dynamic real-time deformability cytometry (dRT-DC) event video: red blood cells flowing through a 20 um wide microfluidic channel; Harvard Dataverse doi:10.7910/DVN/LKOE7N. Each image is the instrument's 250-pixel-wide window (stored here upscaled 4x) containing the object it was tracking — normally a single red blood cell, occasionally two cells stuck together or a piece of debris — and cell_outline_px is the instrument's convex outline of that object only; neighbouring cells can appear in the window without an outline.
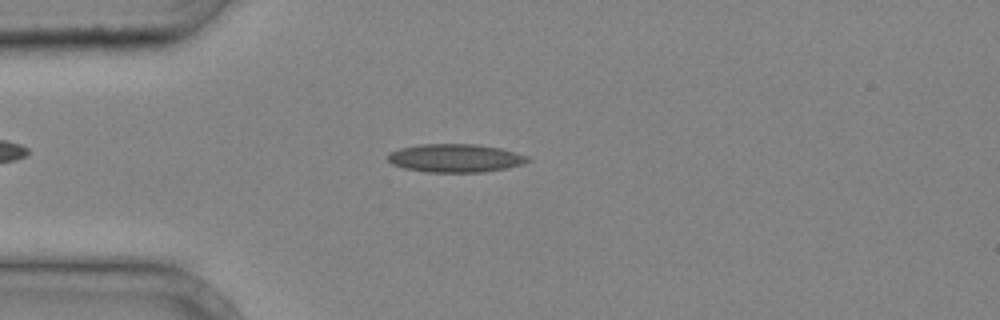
{"species": "common noctule bat (a hibernating species)", "species_latin": "Nyctalus noctula", "temperature_condition": "cold", "stored_images_in_passage": 36, "camera_frame_rate_fps": 3000, "um_per_image_px": 0.085, "animal": {"sex": "male", "body_mass_g": 20.4}, "frame": {"image": 1, "passage_image": 8, "time_ms": 2.333, "image_size_px": [1000, 320], "cell_outline_px": [[532, 160], [524, 164], [508, 168], [484, 172], [424, 172], [404, 168], [392, 164], [388, 160], [388, 156], [392, 152], [400, 148], [420, 144], [476, 144], [500, 148], [516, 152], [528, 156]], "centroid_in_image_um": [38.75, 13.44], "position_along_channel_um": 46.2, "area_um2": 23.18}}
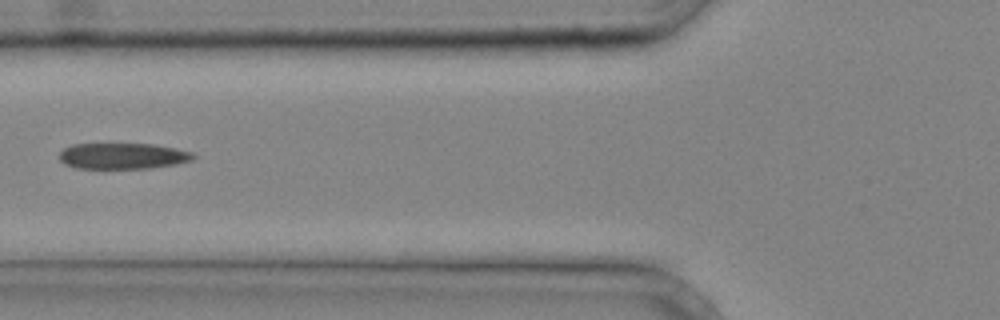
{"frame": {"image": 2, "passage_image": 13, "time_ms": 4.0, "image_size_px": [1000, 320], "cell_outline_px": [[196, 156], [192, 160], [176, 164], [152, 168], [76, 168], [64, 164], [60, 160], [60, 152], [64, 148], [72, 144], [152, 144], [176, 148], [192, 152]], "centroid_in_image_um": [10.44, 13.26], "position_along_channel_um": 115.4, "area_um2": 20.29}}
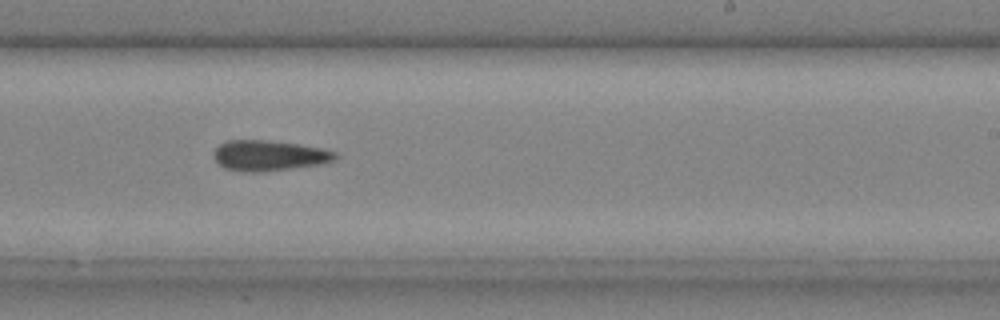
{"frame": {"image": 3, "passage_image": 22, "time_ms": 7.0, "image_size_px": [1000, 320], "cell_outline_px": [[340, 156], [336, 160], [324, 164], [260, 172], [244, 172], [224, 168], [212, 156], [212, 152], [220, 144], [228, 140], [264, 140], [296, 144], [320, 148], [336, 152]], "centroid_in_image_um": [22.88, 13.23], "position_along_channel_um": 266.1, "area_um2": 21.68}}